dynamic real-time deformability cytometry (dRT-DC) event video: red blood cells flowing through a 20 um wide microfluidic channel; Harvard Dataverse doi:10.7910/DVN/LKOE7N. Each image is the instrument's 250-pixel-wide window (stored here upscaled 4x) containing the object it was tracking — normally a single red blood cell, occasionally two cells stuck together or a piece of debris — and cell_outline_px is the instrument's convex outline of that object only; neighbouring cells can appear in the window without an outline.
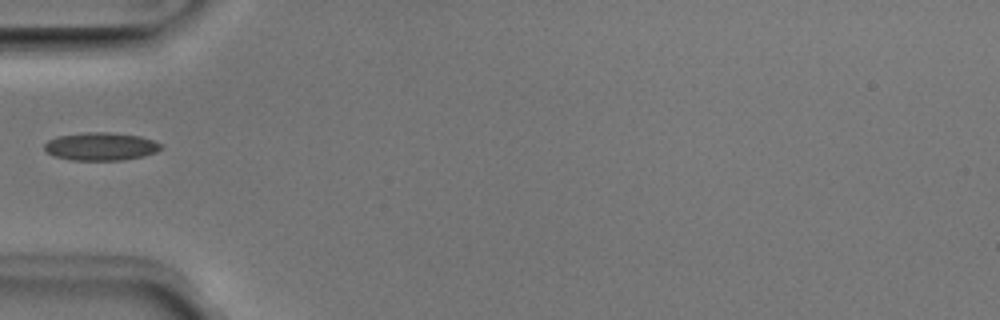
{"species": "Egyptian fruit bat (a non-hibernating species)", "species_latin": "Rousettus aegyptiacus", "temperature_condition": "room temperature", "stored_images_in_passage": 15, "camera_frame_rate_fps": 3000, "um_per_image_px": 0.085, "animal": {"sex": "male"}, "frame": {"image": 1, "passage_image": 1, "time_ms": 0.0, "image_size_px": [1000, 320], "cell_outline_px": [[164, 148], [156, 152], [144, 156], [124, 160], [72, 160], [56, 156], [44, 152], [44, 144], [48, 140], [56, 136], [88, 132], [108, 132], [140, 136], [164, 144]], "centroid_in_image_um": [8.59, 12.45], "position_along_channel_um": 76.4, "area_um2": 19.19}}
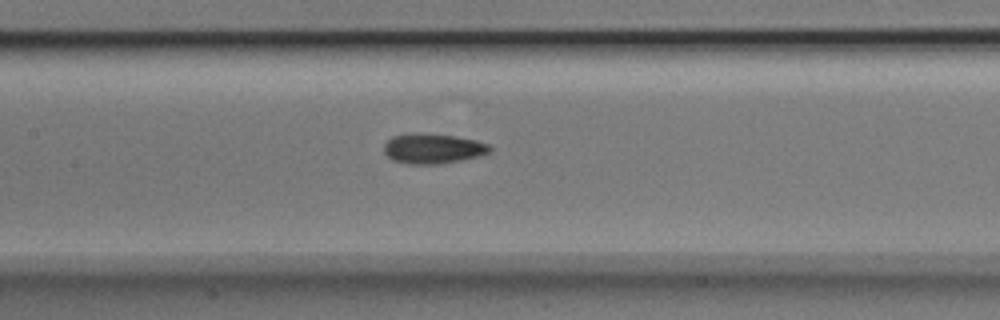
{"frame": {"image": 2, "passage_image": 8, "time_ms": 2.333, "image_size_px": [1000, 320], "cell_outline_px": [[492, 152], [460, 160], [436, 164], [408, 164], [392, 160], [384, 152], [384, 144], [392, 136], [412, 132], [420, 132], [452, 136], [476, 140], [488, 144], [492, 148]], "centroid_in_image_um": [36.76, 12.61], "position_along_channel_um": 170.6, "area_um2": 18.55}}
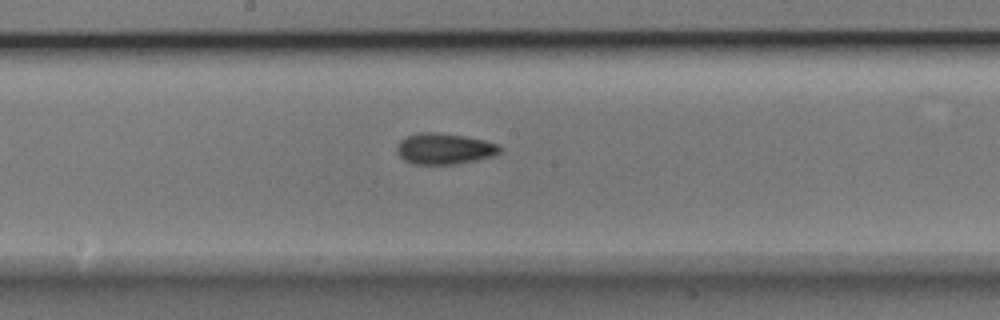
{"frame": {"image": 3, "passage_image": 11, "time_ms": 3.333, "image_size_px": [1000, 320], "cell_outline_px": [[504, 148], [496, 156], [456, 164], [412, 164], [404, 160], [400, 156], [396, 148], [400, 140], [408, 136], [420, 132], [436, 132], [464, 136], [484, 140], [500, 144]], "centroid_in_image_um": [37.82, 12.64], "position_along_channel_um": 210.4, "area_um2": 18.79}}